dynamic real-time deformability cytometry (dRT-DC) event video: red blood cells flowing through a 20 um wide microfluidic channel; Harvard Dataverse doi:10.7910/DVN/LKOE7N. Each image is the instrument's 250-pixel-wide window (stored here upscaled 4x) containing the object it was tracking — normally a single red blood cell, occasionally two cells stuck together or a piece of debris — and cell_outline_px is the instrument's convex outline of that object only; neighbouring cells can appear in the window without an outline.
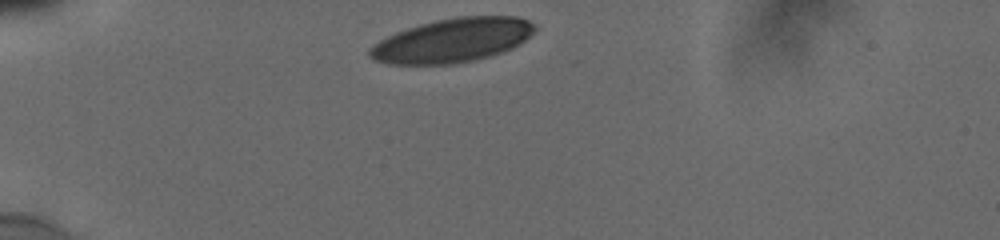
{"species": "human", "species_latin": "Homo sapiens", "temperature_condition": "cold", "stored_images_in_passage": 32, "camera_frame_rate_fps": 3000, "um_per_image_px": 0.085, "donor": {"sex": "male"}, "frame": {"image": 1, "passage_image": 1, "time_ms": 0.0, "image_size_px": [1000, 240], "cell_outline_px": [[536, 32], [520, 44], [512, 48], [488, 56], [472, 60], [452, 64], [388, 64], [372, 60], [368, 56], [368, 48], [372, 44], [396, 32], [420, 24], [436, 20], [456, 16], [516, 16], [528, 20], [536, 24]], "centroid_in_image_um": [38.45, 3.42], "position_along_channel_um": 46.5, "area_um2": 42.48}}
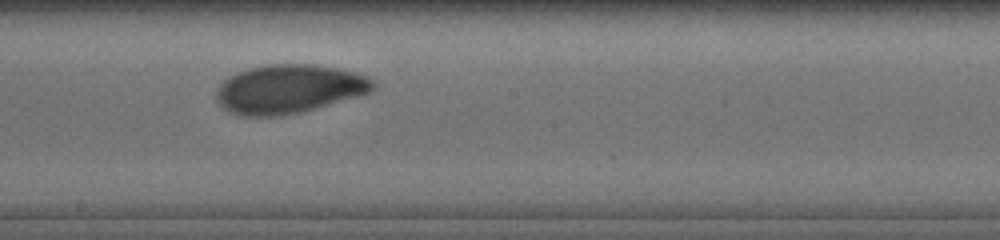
{"frame": {"image": 2, "passage_image": 18, "time_ms": 5.667, "image_size_px": [1000, 240], "cell_outline_px": [[376, 88], [372, 92], [360, 96], [300, 112], [276, 116], [244, 116], [232, 112], [224, 108], [216, 100], [216, 88], [224, 80], [236, 72], [248, 68], [264, 64], [312, 64], [336, 68], [368, 76], [376, 80]], "centroid_in_image_um": [24.59, 7.55], "position_along_channel_um": 223.6, "area_um2": 44.74}}
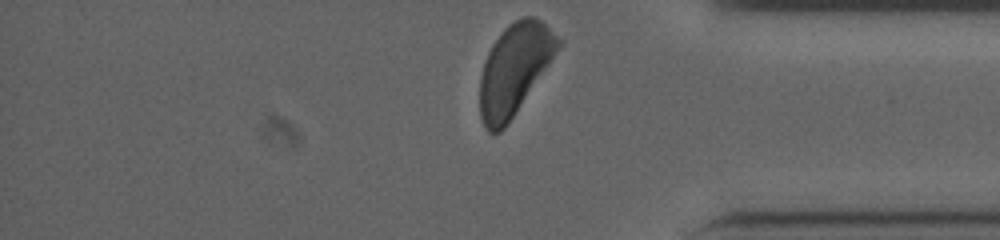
{"frame": {"image": 3, "passage_image": 32, "time_ms": 10.333, "image_size_px": [1000, 240], "cell_outline_px": [[560, 44], [548, 64], [508, 124], [500, 132], [488, 132], [484, 128], [480, 116], [480, 76], [488, 52], [492, 44], [504, 28], [508, 24], [524, 16], [532, 16], [540, 20], [560, 40]], "centroid_in_image_um": [43.67, 5.91], "position_along_channel_um": 391.5, "area_um2": 40.4}, "authors_computed_cell_mechanics": {"area_um2": 43.8124, "velocity_mm_per_s": 3.8089, "shape_relaxation_time_tau1_ms": 2.9347, "shape_relaxation_time_tau2_ms": 1.4187, "deformation_change_tau1": 0.1375, "deformation_change_tau2": 0.0563}}